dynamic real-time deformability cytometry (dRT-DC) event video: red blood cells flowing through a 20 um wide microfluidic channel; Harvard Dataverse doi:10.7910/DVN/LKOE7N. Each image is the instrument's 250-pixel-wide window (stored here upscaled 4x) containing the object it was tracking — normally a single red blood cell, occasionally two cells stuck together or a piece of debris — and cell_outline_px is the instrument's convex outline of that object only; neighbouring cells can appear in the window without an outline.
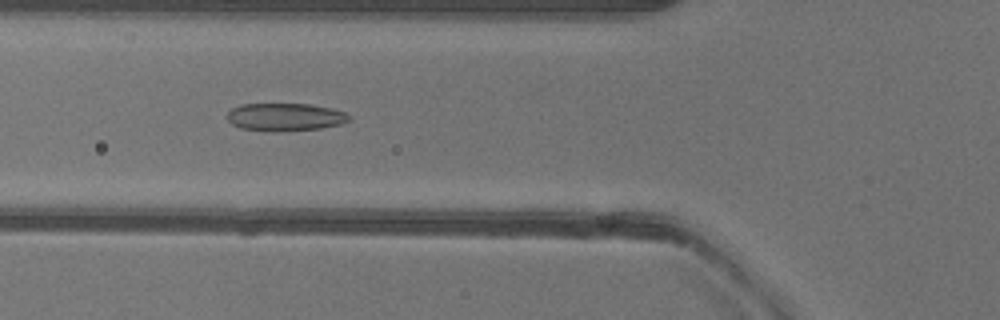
{"species": "common noctule bat (a hibernating species)", "species_latin": "Nyctalus noctula", "temperature_condition": "warm", "stored_images_in_passage": 52, "camera_frame_rate_fps": 3000, "um_per_image_px": 0.085, "animal": {"sex": "female"}, "frame": {"image": 1, "passage_image": 19, "time_ms": 6.0, "image_size_px": [1000, 320], "cell_outline_px": [[348, 120], [340, 124], [320, 128], [272, 132], [240, 128], [232, 124], [228, 120], [228, 112], [232, 108], [240, 104], [308, 104], [332, 108], [344, 112], [348, 116]], "centroid_in_image_um": [24.18, 9.94], "position_along_channel_um": 101.6, "area_um2": 19.59}}
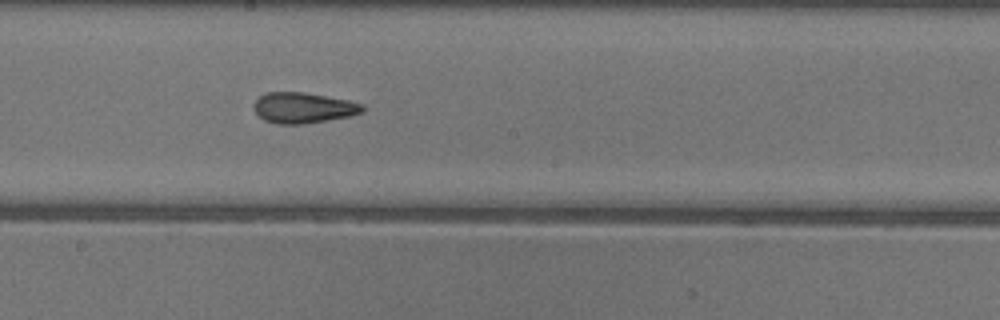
{"frame": {"image": 2, "passage_image": 28, "time_ms": 9.0, "image_size_px": [1000, 320], "cell_outline_px": [[364, 112], [348, 116], [328, 120], [304, 124], [276, 124], [264, 120], [252, 108], [252, 104], [260, 96], [268, 92], [304, 92], [348, 100], [364, 104]], "centroid_in_image_um": [25.77, 9.16], "position_along_channel_um": 222.4, "area_um2": 19.48}}
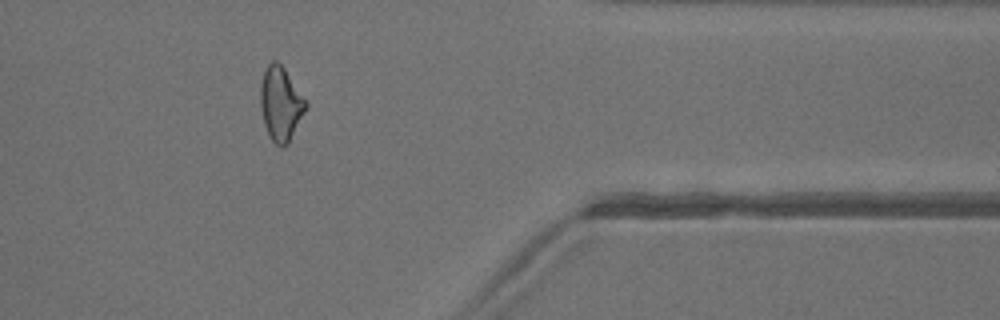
{"frame": {"image": 3, "passage_image": 42, "time_ms": 13.667, "image_size_px": [1000, 320], "cell_outline_px": [[308, 108], [288, 144], [284, 148], [280, 148], [268, 136], [264, 124], [260, 108], [260, 84], [264, 72], [268, 64], [272, 60], [276, 60], [284, 68], [308, 100]], "centroid_in_image_um": [23.88, 8.84], "position_along_channel_um": 387.5, "area_um2": 20.11}, "authors_computed_cell_mechanics": {"area_um2": 20.1722, "velocity_mm_per_s": 4.0098, "shape_relaxation_time_tau1_ms": null, "shape_relaxation_time_tau2_ms": 2.9575, "deformation_change_tau1": null, "deformation_change_tau2": 0.1122}}